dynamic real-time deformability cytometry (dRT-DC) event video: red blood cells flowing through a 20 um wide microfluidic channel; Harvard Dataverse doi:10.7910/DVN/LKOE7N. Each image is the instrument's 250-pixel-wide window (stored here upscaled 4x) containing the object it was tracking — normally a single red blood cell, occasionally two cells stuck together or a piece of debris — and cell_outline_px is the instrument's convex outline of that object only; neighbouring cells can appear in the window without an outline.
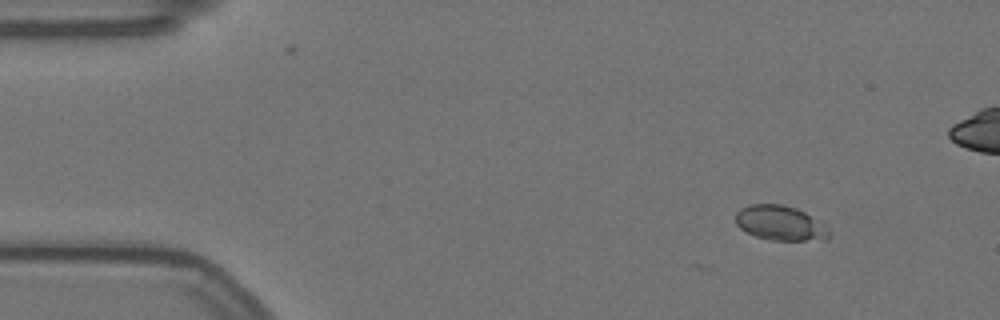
{"species": "Egyptian fruit bat (a non-hibernating species)", "species_latin": "Rousettus aegyptiacus", "temperature_condition": "warm", "stored_images_in_passage": 53, "camera_frame_rate_fps": 3000, "um_per_image_px": 0.085, "animal": {"sex": "female"}, "frame": {"image": 1, "passage_image": 1, "time_ms": 0.0, "image_size_px": [1000, 320], "cell_outline_px": [[828, 240], [772, 240], [756, 236], [740, 228], [736, 224], [736, 212], [740, 208], [748, 204], [780, 204], [796, 208], [824, 220], [828, 232]], "centroid_in_image_um": [66.36, 18.94], "position_along_channel_um": 18.6, "area_um2": 19.19}}